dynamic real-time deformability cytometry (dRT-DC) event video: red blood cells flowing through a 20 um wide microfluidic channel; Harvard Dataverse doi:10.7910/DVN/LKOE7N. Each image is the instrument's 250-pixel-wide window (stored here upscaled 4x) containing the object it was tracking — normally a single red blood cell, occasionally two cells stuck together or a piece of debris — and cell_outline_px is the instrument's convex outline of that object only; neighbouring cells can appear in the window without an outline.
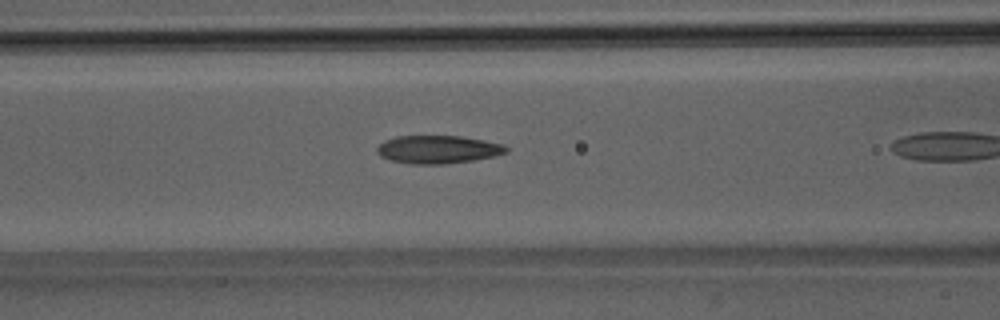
{"species": "Egyptian fruit bat (a non-hibernating species)", "species_latin": "Rousettus aegyptiacus", "temperature_condition": "room temperature", "stored_images_in_passage": 14, "camera_frame_rate_fps": 3000, "um_per_image_px": 0.085, "animal": {"sex": "male"}, "frame": {"image": 1, "passage_image": 7, "time_ms": 2.0, "image_size_px": [1000, 320], "cell_outline_px": [[508, 152], [492, 156], [472, 160], [444, 164], [412, 164], [392, 160], [380, 156], [376, 152], [376, 148], [384, 140], [396, 136], [460, 136], [484, 140], [504, 144], [508, 148]], "centroid_in_image_um": [37.21, 12.69], "position_along_channel_um": 129.4, "area_um2": 21.04}}